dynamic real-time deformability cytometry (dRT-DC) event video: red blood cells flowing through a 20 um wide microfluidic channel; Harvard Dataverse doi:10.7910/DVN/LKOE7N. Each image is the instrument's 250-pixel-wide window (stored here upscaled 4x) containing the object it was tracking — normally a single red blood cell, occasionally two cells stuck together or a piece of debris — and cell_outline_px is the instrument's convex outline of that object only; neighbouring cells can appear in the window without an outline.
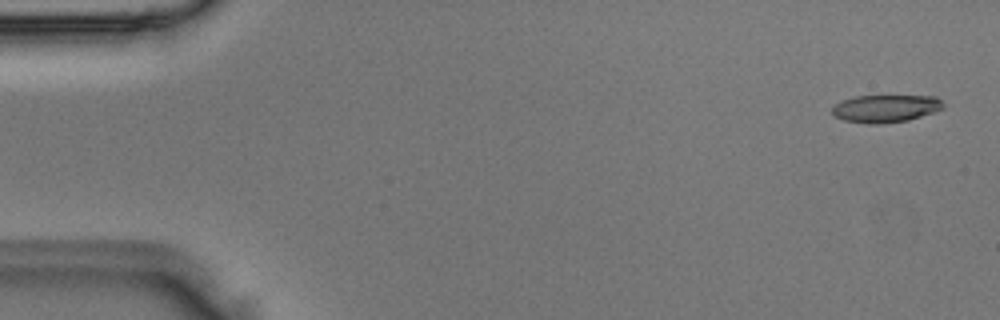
{"species": "Egyptian fruit bat (a non-hibernating species)", "species_latin": "Rousettus aegyptiacus", "temperature_condition": "room temperature", "stored_images_in_passage": 6, "camera_frame_rate_fps": 3000, "um_per_image_px": 0.085, "animal": {"sex": "male"}, "frame": {"image": 1, "passage_image": 1, "time_ms": 0.0, "image_size_px": [1000, 320], "cell_outline_px": [[944, 108], [908, 120], [876, 124], [868, 124], [844, 120], [836, 116], [832, 112], [832, 108], [840, 100], [856, 96], [936, 96], [944, 104]], "centroid_in_image_um": [75.26, 9.21], "position_along_channel_um": 9.7, "area_um2": 17.69}}
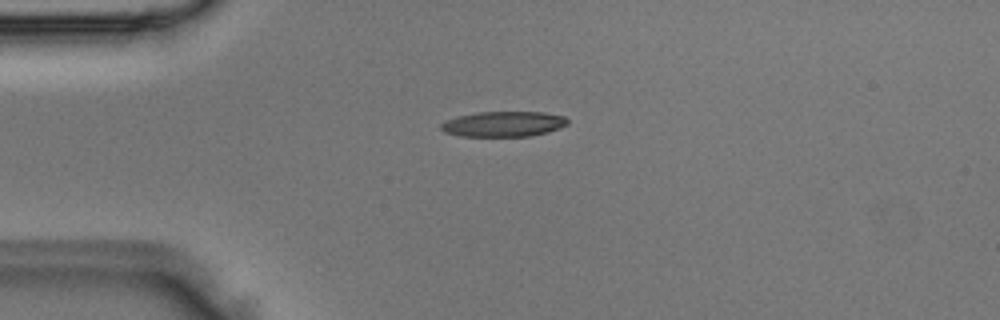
{"frame": {"image": 2, "passage_image": 4, "time_ms": 1.0, "image_size_px": [1000, 320], "cell_outline_px": [[568, 124], [560, 128], [548, 132], [528, 136], [460, 136], [444, 132], [440, 128], [440, 124], [456, 116], [476, 112], [544, 112], [564, 116], [568, 120]], "centroid_in_image_um": [42.8, 10.54], "position_along_channel_um": 42.2, "area_um2": 18.73}}
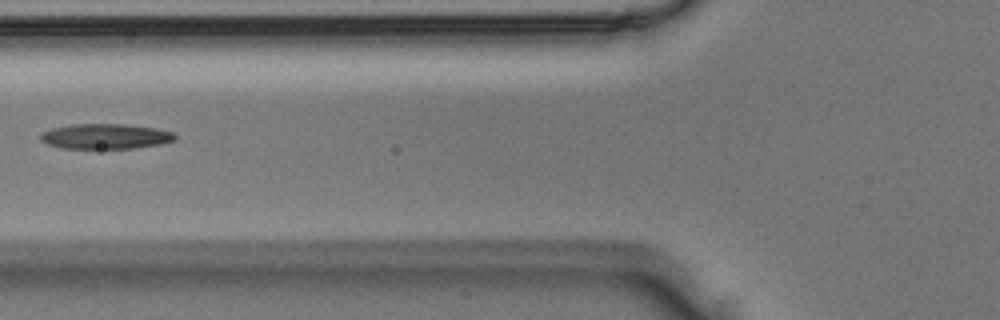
{"frame": {"image": 3, "passage_image": 6, "time_ms": 1.667, "image_size_px": [1000, 320], "cell_outline_px": [[176, 140], [160, 144], [132, 148], [64, 148], [48, 144], [40, 140], [40, 132], [52, 128], [72, 124], [124, 124], [156, 128], [172, 132], [176, 136]], "centroid_in_image_um": [8.95, 11.58], "position_along_channel_um": 116.9, "area_um2": 19.65}}